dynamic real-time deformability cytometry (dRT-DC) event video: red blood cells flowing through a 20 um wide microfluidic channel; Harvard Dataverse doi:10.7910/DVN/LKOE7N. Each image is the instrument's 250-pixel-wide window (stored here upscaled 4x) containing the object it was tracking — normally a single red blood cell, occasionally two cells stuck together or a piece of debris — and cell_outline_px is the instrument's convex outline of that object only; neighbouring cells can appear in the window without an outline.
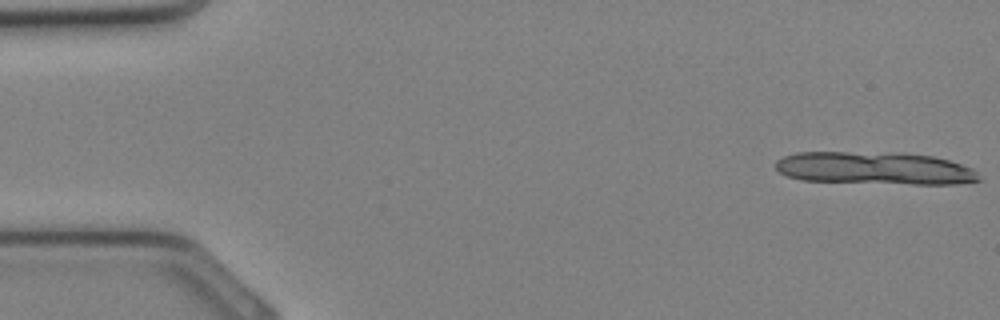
{"species": "Egyptian fruit bat (a non-hibernating species)", "species_latin": "Rousettus aegyptiacus", "temperature_condition": "cold", "stored_images_in_passage": 7, "camera_frame_rate_fps": 3000, "um_per_image_px": 0.085, "animal": {"sex": "female"}, "frame": {"image": 1, "passage_image": 1, "time_ms": 0.0, "image_size_px": [1000, 320], "cell_outline_px": [[980, 180], [956, 184], [912, 184], [800, 180], [788, 176], [780, 172], [776, 168], [776, 160], [784, 156], [796, 152], [848, 152], [932, 156], [948, 160], [972, 168], [976, 172]], "centroid_in_image_um": [74.3, 14.31], "position_along_channel_um": 10.7, "area_um2": 37.97}}